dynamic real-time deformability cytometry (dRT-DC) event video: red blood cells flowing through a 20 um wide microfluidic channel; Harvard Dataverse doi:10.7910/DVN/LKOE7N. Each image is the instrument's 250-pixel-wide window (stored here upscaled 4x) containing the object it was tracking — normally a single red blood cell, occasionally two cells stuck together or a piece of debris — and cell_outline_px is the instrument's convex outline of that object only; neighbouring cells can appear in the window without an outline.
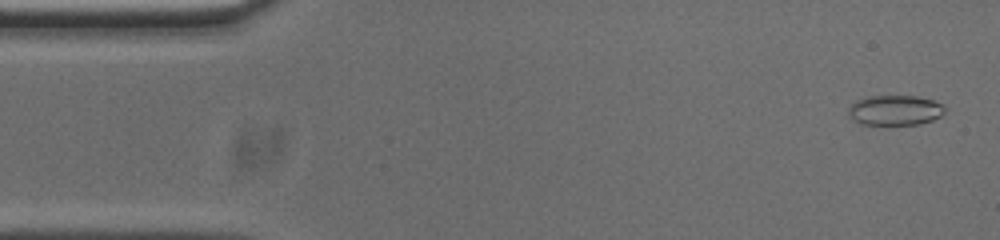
{"species": "common noctule bat (a hibernating species)", "species_latin": "Nyctalus noctula", "temperature_condition": "cold", "stored_images_in_passage": 53, "camera_frame_rate_fps": 3000, "um_per_image_px": 0.085, "animal": {"sex": "male", "body_mass_g": 20.0, "forearm_length_mm": 53.3}, "frame": {"image": 1, "passage_image": 2, "time_ms": 0.333, "image_size_px": [1000, 240], "cell_outline_px": [[944, 112], [940, 116], [932, 120], [920, 124], [860, 124], [852, 120], [848, 116], [848, 108], [856, 100], [868, 96], [916, 96], [932, 100], [940, 104], [944, 108]], "centroid_in_image_um": [76.02, 9.37], "position_along_channel_um": 9.0, "area_um2": 16.82}}
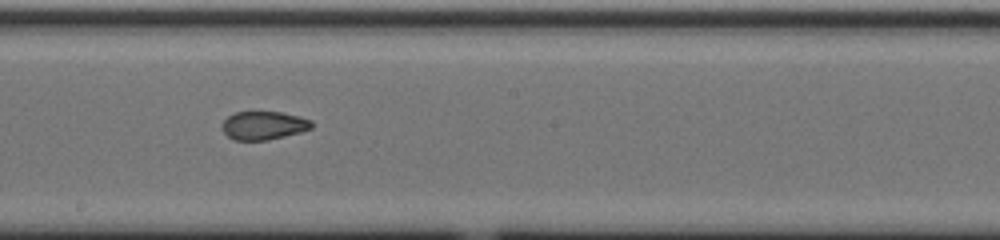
{"frame": {"image": 2, "passage_image": 28, "time_ms": 9.0, "image_size_px": [1000, 240], "cell_outline_px": [[312, 128], [300, 132], [268, 140], [232, 140], [224, 132], [224, 120], [228, 116], [236, 112], [280, 112], [312, 120]], "centroid_in_image_um": [22.41, 10.67], "position_along_channel_um": 225.8, "area_um2": 14.57}}
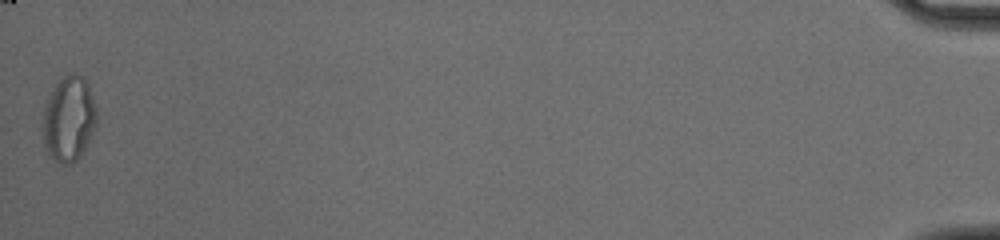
{"frame": {"image": 3, "passage_image": 53, "time_ms": 17.333, "image_size_px": [1000, 240], "cell_outline_px": [[96, 124], [80, 156], [72, 164], [60, 164], [48, 152], [44, 144], [40, 128], [44, 104], [48, 96], [56, 84], [68, 72], [76, 72], [84, 76], [88, 84], [96, 108]], "centroid_in_image_um": [5.81, 10.07], "position_along_channel_um": 429.4, "area_um2": 27.05}, "authors_computed_cell_mechanics": {"area_um2": 16.5308, "velocity_mm_per_s": 3.7539, "shape_relaxation_time_tau1_ms": 7.509, "shape_relaxation_time_tau2_ms": 1.4425, "deformation_change_tau1": 0.1756, "deformation_change_tau2": 0.0673}}